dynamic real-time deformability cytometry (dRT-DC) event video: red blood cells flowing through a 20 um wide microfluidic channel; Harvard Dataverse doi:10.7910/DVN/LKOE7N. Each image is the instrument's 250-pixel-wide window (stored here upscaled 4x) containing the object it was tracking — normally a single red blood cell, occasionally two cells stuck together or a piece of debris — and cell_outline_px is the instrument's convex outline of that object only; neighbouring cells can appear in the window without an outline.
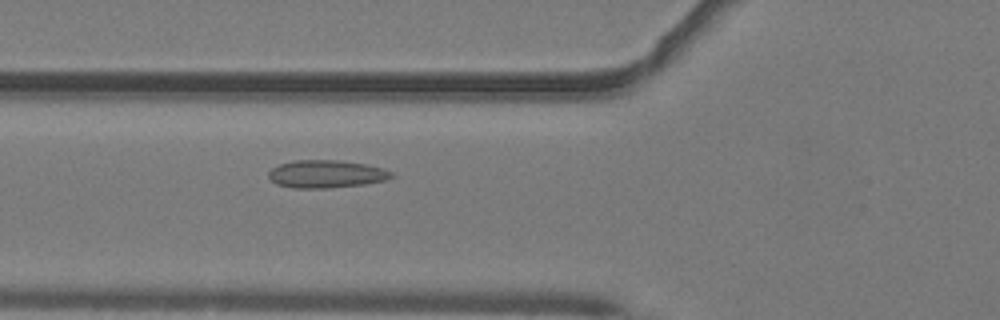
{"species": "common noctule bat (a hibernating species)", "species_latin": "Nyctalus noctula", "temperature_condition": "warm", "stored_images_in_passage": 47, "camera_frame_rate_fps": 3000, "um_per_image_px": 0.085, "animal": {"sex": "male", "body_mass_g": 19.2, "forearm_length_mm": 51.8}, "frame": {"image": 1, "passage_image": 15, "time_ms": 4.667, "image_size_px": [1000, 320], "cell_outline_px": [[396, 176], [384, 180], [364, 184], [328, 188], [292, 188], [276, 184], [268, 176], [268, 172], [272, 168], [280, 164], [292, 160], [336, 160], [364, 164], [380, 168], [392, 172]], "centroid_in_image_um": [27.69, 14.79], "position_along_channel_um": 98.1, "area_um2": 19.77}}
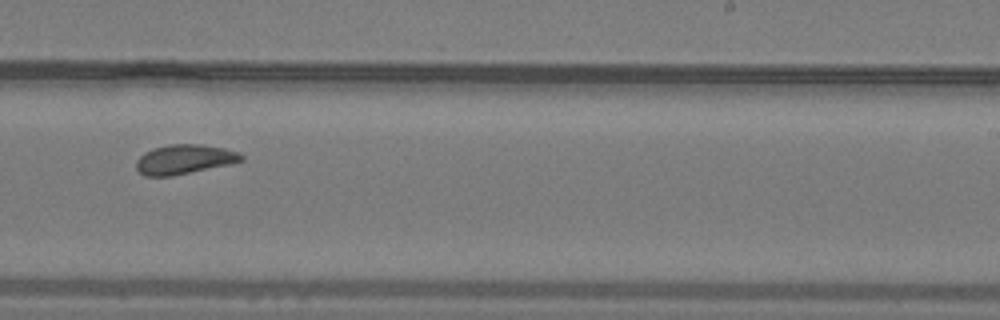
{"frame": {"image": 2, "passage_image": 28, "time_ms": 9.0, "image_size_px": [1000, 320], "cell_outline_px": [[244, 160], [232, 164], [172, 176], [144, 176], [136, 168], [136, 160], [144, 152], [152, 148], [168, 144], [200, 144], [224, 148], [236, 152], [244, 156]], "centroid_in_image_um": [15.66, 13.54], "position_along_channel_um": 273.3, "area_um2": 18.21}}
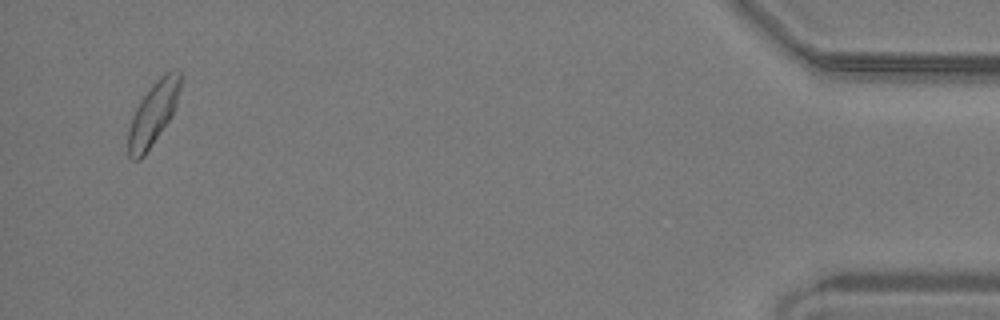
{"frame": {"image": 3, "passage_image": 45, "time_ms": 14.667, "image_size_px": [1000, 320], "cell_outline_px": [[180, 88], [176, 104], [168, 120], [144, 156], [140, 160], [132, 160], [128, 156], [128, 132], [132, 116], [140, 100], [152, 84], [160, 76], [168, 72], [180, 68]], "centroid_in_image_um": [12.99, 9.66], "position_along_channel_um": 422.2, "area_um2": 18.79}}